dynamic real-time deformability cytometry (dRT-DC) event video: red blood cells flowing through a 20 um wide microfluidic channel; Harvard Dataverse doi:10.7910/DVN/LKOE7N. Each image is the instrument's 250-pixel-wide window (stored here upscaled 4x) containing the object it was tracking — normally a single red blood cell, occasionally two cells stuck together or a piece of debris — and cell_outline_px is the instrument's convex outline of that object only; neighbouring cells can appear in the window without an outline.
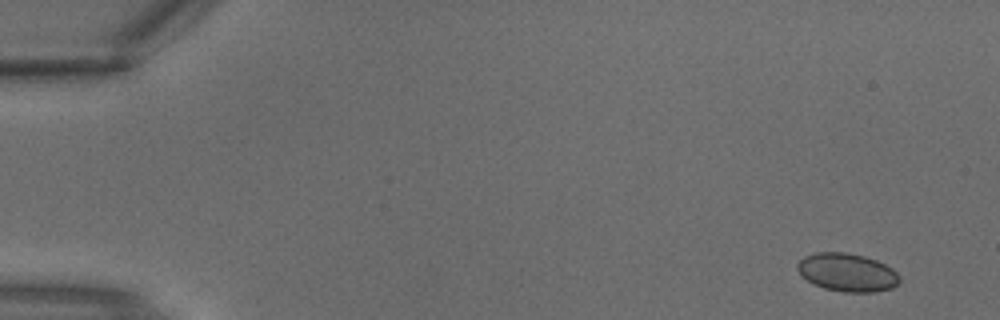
{"species": "common noctule bat (a hibernating species)", "species_latin": "Nyctalus noctula", "temperature_condition": "warm", "stored_images_in_passage": 2, "camera_frame_rate_fps": 3000, "um_per_image_px": 0.085, "animal": {"sex": "male", "body_mass_g": 18.8}, "frame": {"image": 1, "passage_image": 1, "time_ms": 0.0, "image_size_px": [1000, 320], "cell_outline_px": [[900, 280], [892, 288], [876, 292], [844, 292], [824, 288], [812, 284], [796, 268], [796, 264], [804, 256], [816, 252], [848, 252], [864, 256], [876, 260], [892, 268], [900, 276]], "centroid_in_image_um": [72.01, 23.15], "position_along_channel_um": 13.0, "area_um2": 22.77}}